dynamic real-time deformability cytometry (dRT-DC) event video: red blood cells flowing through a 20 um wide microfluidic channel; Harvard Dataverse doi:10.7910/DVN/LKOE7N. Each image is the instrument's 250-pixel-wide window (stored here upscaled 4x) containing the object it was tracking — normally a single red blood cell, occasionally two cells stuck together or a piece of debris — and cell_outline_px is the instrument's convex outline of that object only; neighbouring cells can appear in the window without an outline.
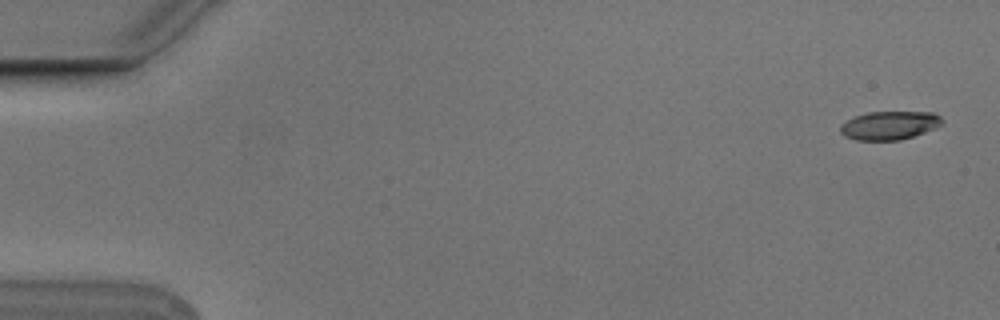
{"species": "Egyptian fruit bat (a non-hibernating species)", "species_latin": "Rousettus aegyptiacus", "temperature_condition": "cold", "stored_images_in_passage": 5, "camera_frame_rate_fps": 3000, "um_per_image_px": 0.085, "animal": {"sex": "male"}, "frame": {"image": 1, "passage_image": 1, "time_ms": 0.0, "image_size_px": [1000, 320], "cell_outline_px": [[944, 124], [936, 128], [900, 140], [856, 140], [844, 136], [840, 132], [840, 124], [856, 116], [868, 112], [932, 112], [940, 116], [944, 120]], "centroid_in_image_um": [75.62, 10.66], "position_along_channel_um": 9.4, "area_um2": 16.94}}
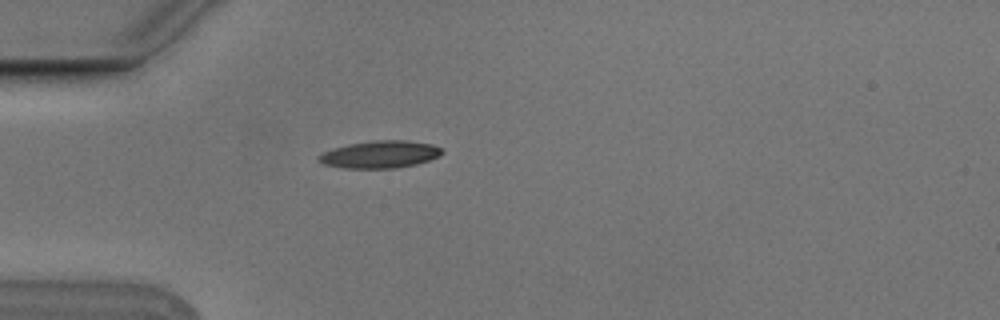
{"frame": {"image": 2, "passage_image": 5, "time_ms": 1.333, "image_size_px": [1000, 320], "cell_outline_px": [[444, 152], [440, 156], [416, 164], [396, 168], [344, 168], [324, 164], [316, 156], [324, 152], [348, 144], [376, 140], [404, 140], [432, 144], [440, 148]], "centroid_in_image_um": [32.33, 13.12], "position_along_channel_um": 52.7, "area_um2": 19.42}}